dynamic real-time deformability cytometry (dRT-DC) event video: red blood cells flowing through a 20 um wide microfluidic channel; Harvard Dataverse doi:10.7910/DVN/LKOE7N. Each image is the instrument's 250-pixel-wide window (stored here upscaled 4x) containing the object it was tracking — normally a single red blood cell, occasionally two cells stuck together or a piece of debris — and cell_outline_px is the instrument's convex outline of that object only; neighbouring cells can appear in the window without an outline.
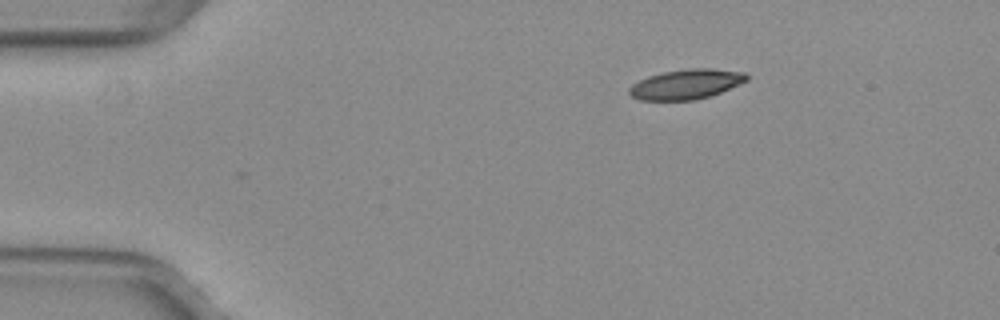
{"species": "common noctule bat (a hibernating species)", "species_latin": "Nyctalus noctula", "temperature_condition": "warm", "stored_images_in_passage": 38, "camera_frame_rate_fps": 3000, "um_per_image_px": 0.085, "animal": {"sex": "female", "body_mass_g": 29.2, "forearm_length_mm": 56.3}, "frame": {"image": 1, "passage_image": 1, "time_ms": 0.0, "image_size_px": [1000, 320], "cell_outline_px": [[748, 80], [740, 84], [720, 92], [696, 100], [640, 100], [632, 96], [628, 92], [628, 88], [632, 84], [648, 76], [664, 72], [688, 68], [712, 68], [744, 72], [748, 76]], "centroid_in_image_um": [58.32, 7.15], "position_along_channel_um": 26.7, "area_um2": 20.4}}
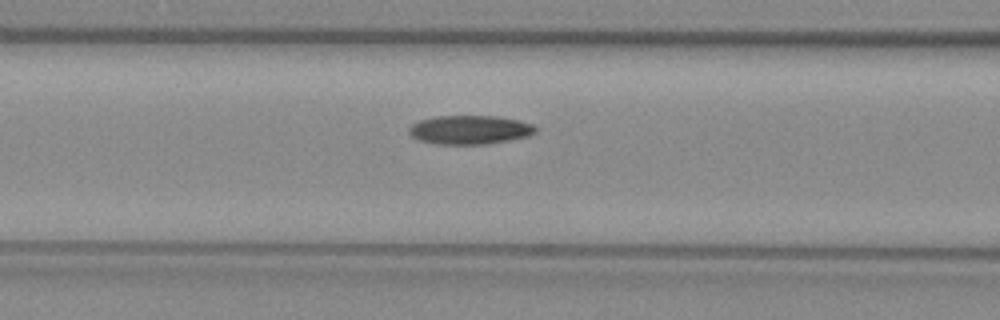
{"frame": {"image": 2, "passage_image": 14, "time_ms": 4.333, "image_size_px": [1000, 320], "cell_outline_px": [[536, 132], [528, 136], [488, 144], [436, 144], [420, 140], [412, 136], [408, 132], [408, 128], [412, 124], [420, 120], [440, 116], [500, 116], [520, 120], [532, 124], [536, 128]], "centroid_in_image_um": [39.95, 11.03], "position_along_channel_um": 126.7, "area_um2": 21.27}}
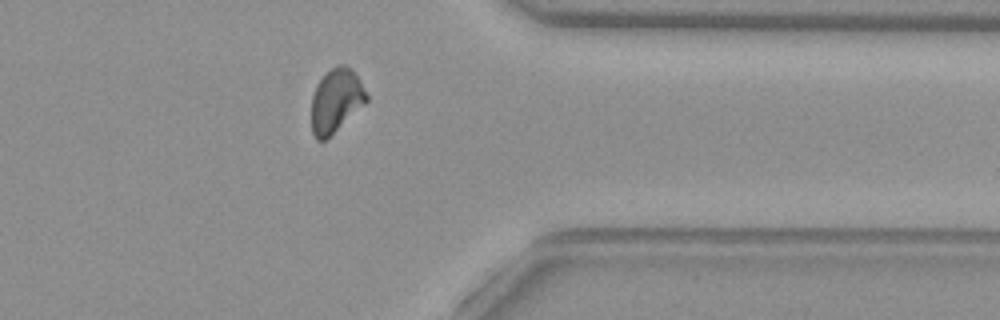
{"frame": {"image": 3, "passage_image": 34, "time_ms": 11.0, "image_size_px": [1000, 320], "cell_outline_px": [[368, 100], [364, 104], [324, 140], [316, 140], [312, 132], [312, 96], [316, 84], [336, 64], [344, 64], [352, 68], [360, 80], [368, 96]], "centroid_in_image_um": [28.56, 8.51], "position_along_channel_um": 382.8, "area_um2": 20.06}, "authors_computed_cell_mechanics": {"area_um2": 21.0392, "velocity_mm_per_s": 4.003, "shape_relaxation_time_tau1_ms": null, "shape_relaxation_time_tau2_ms": 2.1996, "deformation_change_tau1": null, "deformation_change_tau2": 0.072}}